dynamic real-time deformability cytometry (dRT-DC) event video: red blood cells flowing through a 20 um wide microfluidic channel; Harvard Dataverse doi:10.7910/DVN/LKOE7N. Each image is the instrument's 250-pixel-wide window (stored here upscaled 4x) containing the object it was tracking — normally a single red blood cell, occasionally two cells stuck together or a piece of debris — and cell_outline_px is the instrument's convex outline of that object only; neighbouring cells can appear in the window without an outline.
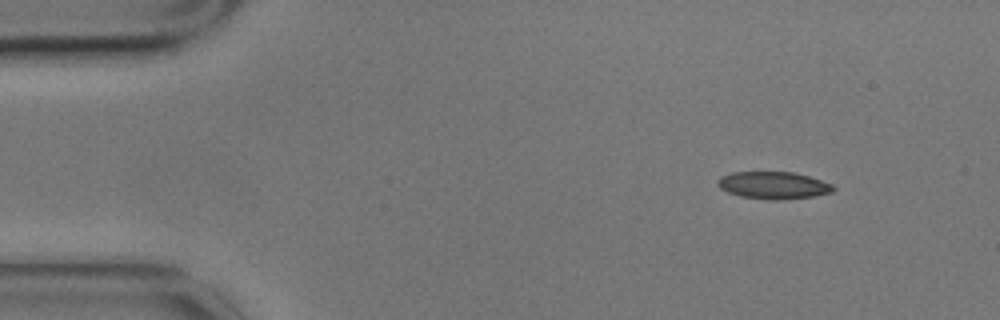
{"species": "common noctule bat (a hibernating species)", "species_latin": "Nyctalus noctula", "temperature_condition": "cold", "stored_images_in_passage": 4, "camera_frame_rate_fps": 3000, "um_per_image_px": 0.085, "animal": {"sex": "male", "body_mass_g": 17.9}, "frame": {"image": 1, "passage_image": 1, "time_ms": 0.0, "image_size_px": [1000, 320], "cell_outline_px": [[836, 188], [832, 192], [812, 196], [780, 200], [768, 200], [740, 196], [728, 192], [720, 188], [716, 184], [716, 180], [720, 176], [732, 172], [796, 172], [832, 184]], "centroid_in_image_um": [65.7, 15.74], "position_along_channel_um": 19.3, "area_um2": 18.44}}
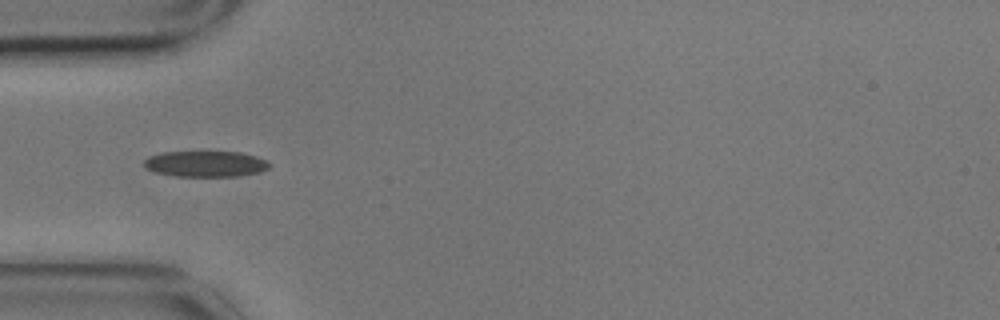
{"frame": {"image": 2, "passage_image": 4, "time_ms": 1.0, "image_size_px": [1000, 320], "cell_outline_px": [[272, 164], [268, 168], [260, 172], [236, 176], [176, 176], [156, 172], [144, 168], [144, 160], [148, 156], [164, 152], [240, 152], [256, 156], [268, 160]], "centroid_in_image_um": [17.49, 13.92], "position_along_channel_um": 67.5, "area_um2": 18.96}}